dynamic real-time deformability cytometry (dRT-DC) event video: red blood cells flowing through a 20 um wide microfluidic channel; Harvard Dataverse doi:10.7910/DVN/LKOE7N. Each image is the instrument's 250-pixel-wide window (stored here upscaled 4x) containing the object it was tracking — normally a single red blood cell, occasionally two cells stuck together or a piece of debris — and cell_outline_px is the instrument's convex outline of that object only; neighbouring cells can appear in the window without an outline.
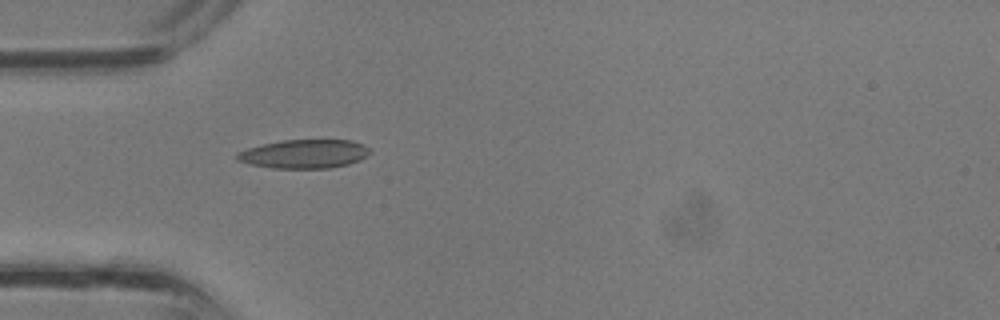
{"species": "common noctule bat (a hibernating species)", "species_latin": "Nyctalus noctula", "temperature_condition": "room temperature", "stored_images_in_passage": 26, "camera_frame_rate_fps": 3000, "um_per_image_px": 0.085, "animal": {"sex": "male", "body_mass_g": 13.3}, "frame": {"image": 1, "passage_image": 1, "time_ms": 0.0, "image_size_px": [1000, 320], "cell_outline_px": [[372, 152], [360, 160], [348, 164], [332, 168], [272, 168], [248, 164], [236, 160], [236, 152], [248, 148], [264, 144], [284, 140], [352, 140], [364, 144]], "centroid_in_image_um": [25.87, 13.09], "position_along_channel_um": 59.1, "area_um2": 22.37}}
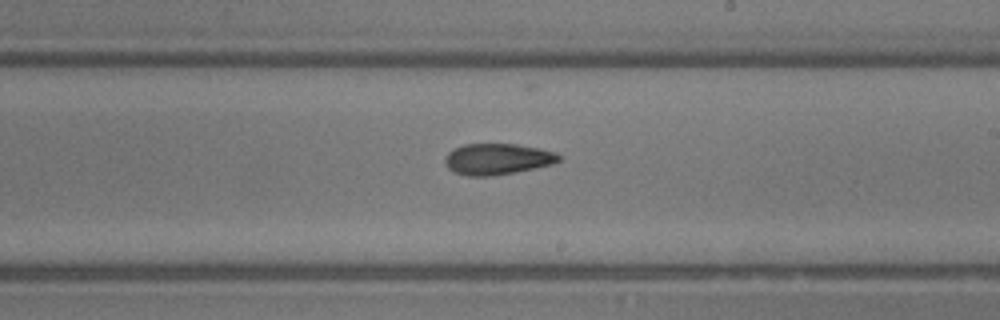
{"frame": {"image": 2, "passage_image": 11, "time_ms": 3.333, "image_size_px": [1000, 320], "cell_outline_px": [[560, 160], [552, 164], [536, 168], [492, 176], [468, 176], [452, 172], [448, 168], [444, 160], [444, 156], [448, 152], [464, 144], [516, 144], [540, 148], [556, 152], [560, 156]], "centroid_in_image_um": [42.26, 13.52], "position_along_channel_um": 246.7, "area_um2": 20.75}}
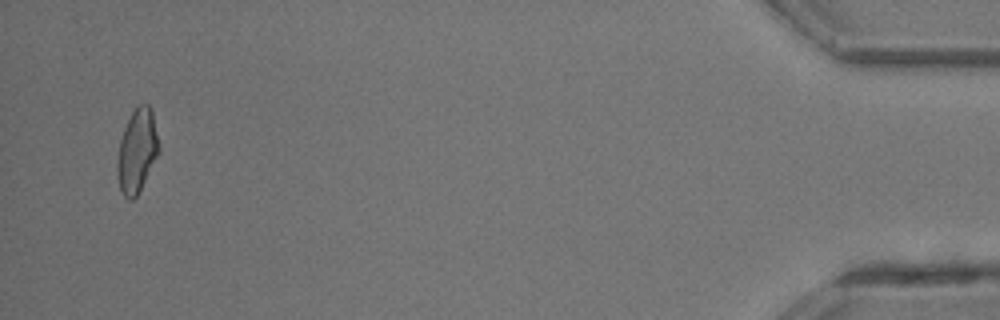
{"frame": {"image": 3, "passage_image": 25, "time_ms": 8.0, "image_size_px": [1000, 320], "cell_outline_px": [[160, 152], [136, 196], [132, 200], [128, 200], [124, 196], [120, 188], [116, 172], [116, 164], [120, 140], [124, 128], [132, 112], [140, 104], [148, 104], [152, 108], [160, 148]], "centroid_in_image_um": [11.65, 12.82], "position_along_channel_um": 423.5, "area_um2": 20.23}}